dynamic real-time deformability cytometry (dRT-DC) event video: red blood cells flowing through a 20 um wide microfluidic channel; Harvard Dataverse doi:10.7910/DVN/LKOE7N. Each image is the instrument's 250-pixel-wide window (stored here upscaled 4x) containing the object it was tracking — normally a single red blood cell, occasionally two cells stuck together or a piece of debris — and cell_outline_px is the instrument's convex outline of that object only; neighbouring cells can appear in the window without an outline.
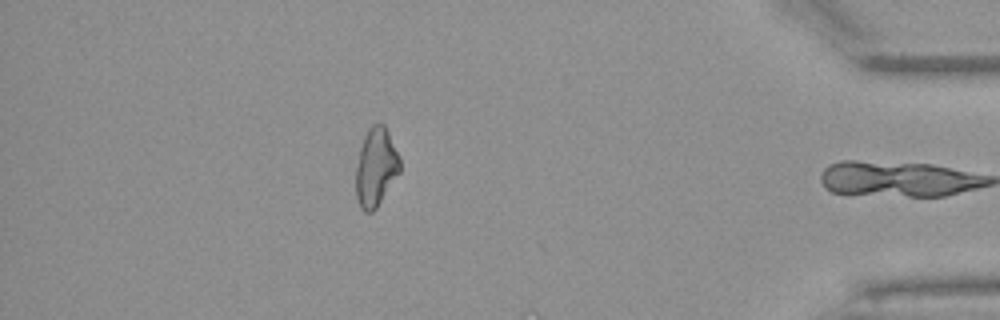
{"species": "Egyptian fruit bat (a non-hibernating species)", "species_latin": "Rousettus aegyptiacus", "temperature_condition": "warm", "stored_images_in_passage": 39, "camera_frame_rate_fps": 3000, "um_per_image_px": 0.085, "animal": {"sex": "female"}, "frame": {"image": 1, "passage_image": 38, "time_ms": 12.333, "image_size_px": [1000, 320], "cell_outline_px": [[400, 172], [376, 208], [372, 212], [364, 212], [360, 208], [356, 196], [356, 168], [360, 148], [364, 136], [368, 128], [372, 124], [384, 124], [400, 156]], "centroid_in_image_um": [31.95, 14.22], "position_along_channel_um": 403.3, "area_um2": 20.11}}